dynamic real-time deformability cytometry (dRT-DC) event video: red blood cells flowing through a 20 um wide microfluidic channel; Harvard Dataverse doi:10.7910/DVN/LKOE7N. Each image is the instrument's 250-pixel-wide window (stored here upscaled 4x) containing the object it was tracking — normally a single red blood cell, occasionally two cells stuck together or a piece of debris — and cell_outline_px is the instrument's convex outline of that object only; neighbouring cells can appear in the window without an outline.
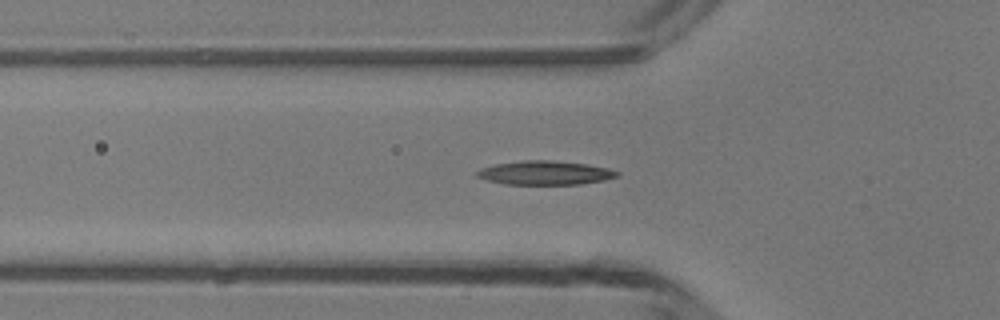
{"species": "common noctule bat (a hibernating species)", "species_latin": "Nyctalus noctula", "temperature_condition": "room temperature", "stored_images_in_passage": 49, "camera_frame_rate_fps": 3000, "um_per_image_px": 0.085, "animal": {"sex": "male", "body_mass_g": 13.3}, "frame": {"image": 1, "passage_image": 16, "time_ms": 5.0, "image_size_px": [1000, 320], "cell_outline_px": [[620, 176], [604, 180], [580, 184], [504, 184], [484, 180], [476, 176], [472, 172], [480, 168], [496, 164], [524, 160], [552, 160], [588, 164], [608, 168], [620, 172]], "centroid_in_image_um": [46.29, 14.69], "position_along_channel_um": 79.5, "area_um2": 19.77}}
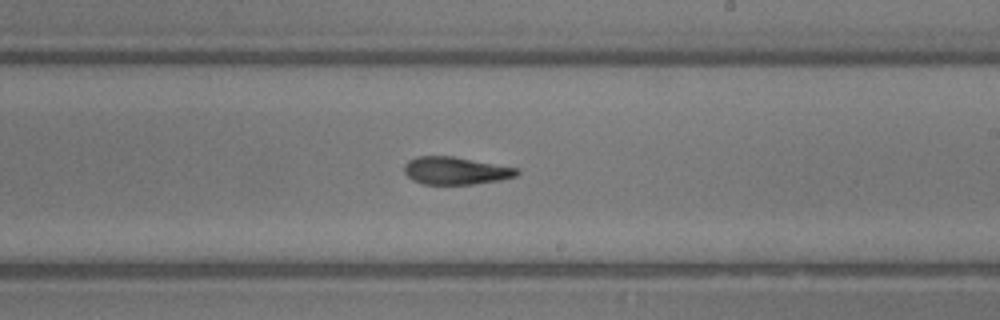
{"frame": {"image": 2, "passage_image": 28, "time_ms": 9.0, "image_size_px": [1000, 320], "cell_outline_px": [[520, 172], [516, 176], [500, 180], [472, 184], [424, 184], [412, 180], [404, 172], [404, 164], [408, 160], [416, 156], [452, 156], [520, 168]], "centroid_in_image_um": [38.73, 14.5], "position_along_channel_um": 250.3, "area_um2": 18.21}}
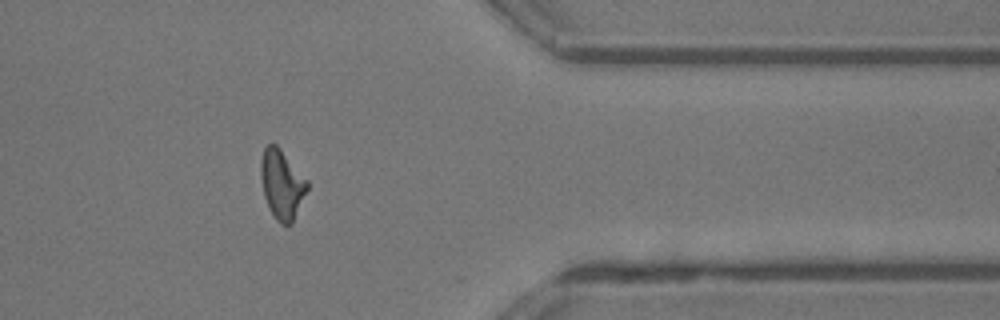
{"frame": {"image": 3, "passage_image": 39, "time_ms": 12.667, "image_size_px": [1000, 320], "cell_outline_px": [[308, 188], [292, 224], [280, 224], [276, 220], [268, 208], [264, 196], [260, 176], [260, 160], [264, 148], [268, 144], [276, 144], [280, 148], [308, 180]], "centroid_in_image_um": [23.95, 15.67], "position_along_channel_um": 387.5, "area_um2": 18.84}, "authors_computed_cell_mechanics": {"area_um2": 18.3804, "velocity_mm_per_s": 4.2348, "shape_relaxation_time_tau1_ms": 6.6273, "shape_relaxation_time_tau2_ms": 2.9872, "deformation_change_tau1": 0.21, "deformation_change_tau2": 0.1127}}